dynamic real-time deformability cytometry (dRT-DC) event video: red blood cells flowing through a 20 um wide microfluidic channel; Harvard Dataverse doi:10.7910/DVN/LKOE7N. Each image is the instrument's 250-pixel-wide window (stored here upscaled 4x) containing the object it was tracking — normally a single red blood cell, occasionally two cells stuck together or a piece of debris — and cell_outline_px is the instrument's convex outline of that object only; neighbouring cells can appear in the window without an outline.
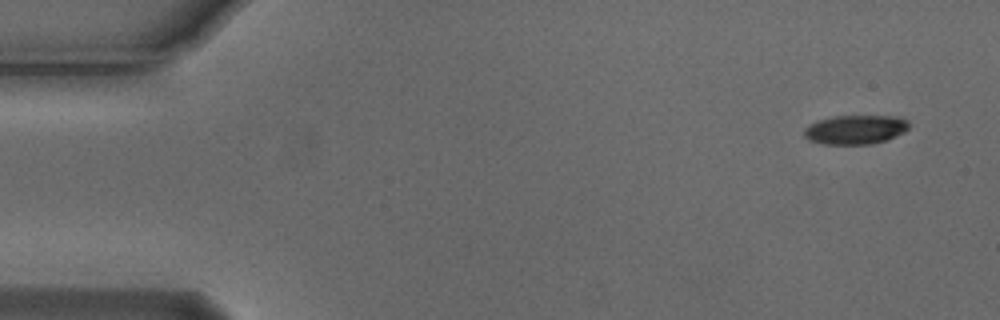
{"species": "Egyptian fruit bat (a non-hibernating species)", "species_latin": "Rousettus aegyptiacus", "temperature_condition": "cold", "stored_images_in_passage": 7, "camera_frame_rate_fps": 3000, "um_per_image_px": 0.085, "animal": {"sex": "male"}, "frame": {"image": 1, "passage_image": 1, "time_ms": 0.0, "image_size_px": [1000, 320], "cell_outline_px": [[908, 128], [904, 132], [884, 140], [872, 144], [824, 144], [808, 140], [804, 136], [804, 128], [808, 124], [832, 116], [896, 116], [908, 120]], "centroid_in_image_um": [72.67, 11.01], "position_along_channel_um": 12.3, "area_um2": 17.74}}
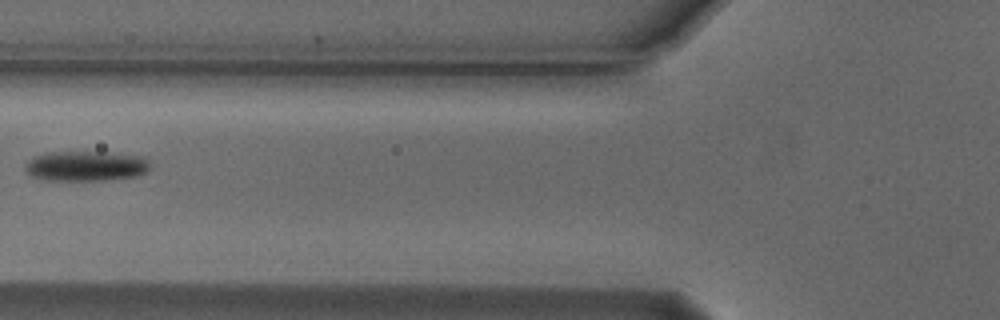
{"frame": {"image": 2, "passage_image": 6, "time_ms": 1.667, "image_size_px": [1000, 320], "cell_outline_px": [[152, 168], [148, 172], [136, 176], [100, 180], [44, 180], [32, 176], [24, 168], [28, 160], [44, 152], [108, 152], [144, 156], [148, 160]], "centroid_in_image_um": [7.34, 14.1], "position_along_channel_um": 118.5, "area_um2": 22.08}}
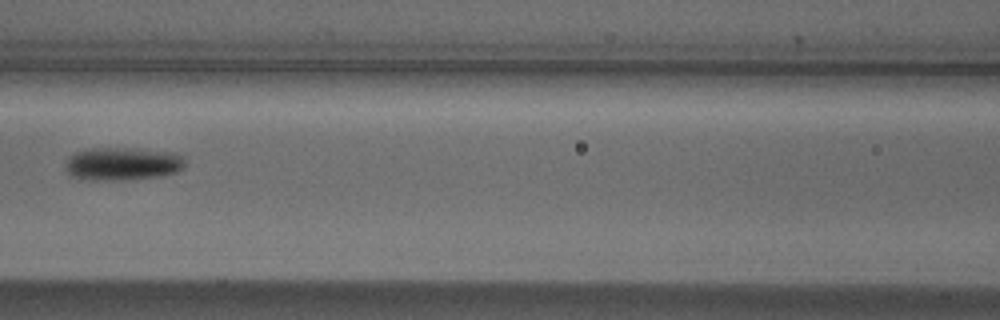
{"frame": {"image": 3, "passage_image": 7, "time_ms": 2.0, "image_size_px": [1000, 320], "cell_outline_px": [[184, 168], [176, 172], [160, 176], [128, 180], [88, 180], [72, 176], [64, 168], [64, 164], [68, 156], [76, 152], [88, 148], [124, 148], [176, 152], [184, 156]], "centroid_in_image_um": [10.4, 13.92], "position_along_channel_um": 156.2, "area_um2": 23.35}}